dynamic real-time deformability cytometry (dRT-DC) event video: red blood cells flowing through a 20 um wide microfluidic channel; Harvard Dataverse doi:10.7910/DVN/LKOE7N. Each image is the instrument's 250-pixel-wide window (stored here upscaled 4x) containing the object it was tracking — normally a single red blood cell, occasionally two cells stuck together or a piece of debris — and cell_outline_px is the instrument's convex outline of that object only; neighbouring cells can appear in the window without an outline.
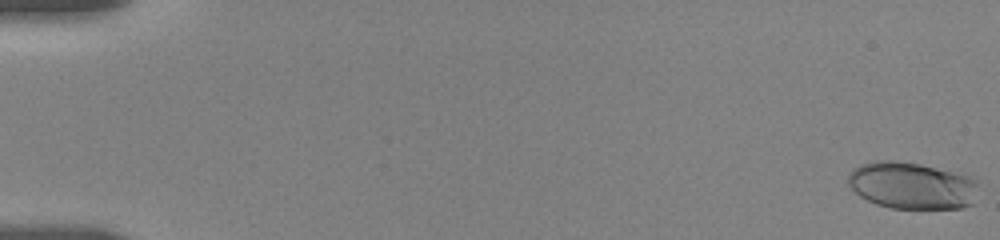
{"species": "human", "species_latin": "Homo sapiens", "temperature_condition": "room temperature", "stored_images_in_passage": 46, "camera_frame_rate_fps": 3000, "um_per_image_px": 0.085, "donor": {"sex": "female"}, "frame": {"image": 1, "passage_image": 1, "time_ms": 0.0, "image_size_px": [1000, 240], "cell_outline_px": [[976, 204], [964, 208], [892, 208], [876, 204], [860, 196], [848, 184], [848, 172], [852, 168], [860, 164], [876, 160], [892, 160], [920, 164], [976, 176]], "centroid_in_image_um": [77.55, 15.76], "position_along_channel_um": 7.5, "area_um2": 36.18}}
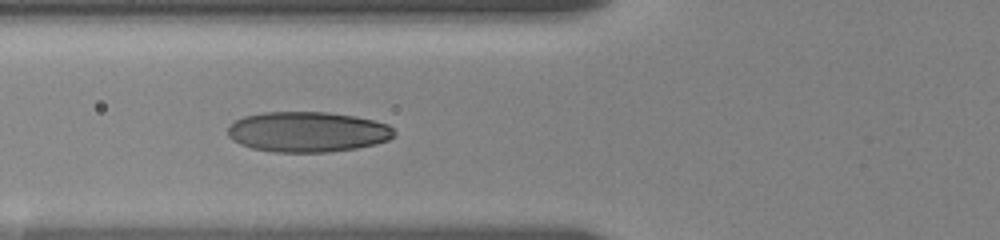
{"frame": {"image": 2, "passage_image": 35, "time_ms": 7.333, "image_size_px": [1000, 240], "cell_outline_px": [[396, 132], [388, 140], [376, 144], [356, 148], [328, 152], [272, 152], [252, 148], [240, 144], [232, 140], [228, 136], [228, 128], [236, 120], [244, 116], [264, 112], [328, 112], [356, 116], [388, 124]], "centroid_in_image_um": [26.14, 11.21], "position_along_channel_um": 99.7, "area_um2": 39.19}}
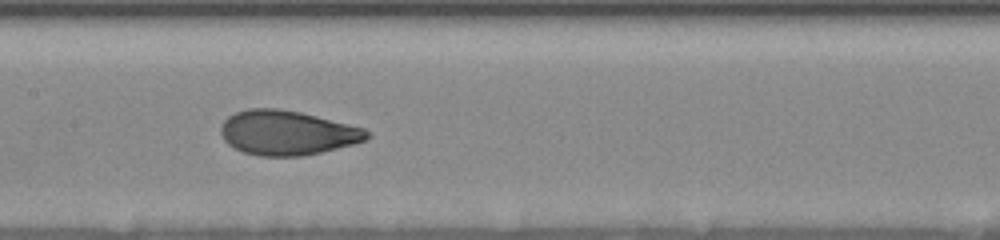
{"frame": {"image": 3, "passage_image": 45, "time_ms": 9.667, "image_size_px": [1000, 240], "cell_outline_px": [[372, 136], [364, 140], [352, 144], [320, 152], [300, 156], [260, 156], [244, 152], [228, 144], [224, 140], [220, 132], [220, 128], [224, 120], [228, 116], [236, 112], [248, 108], [276, 108], [300, 112], [364, 128]], "centroid_in_image_um": [24.38, 11.28], "position_along_channel_um": 183.0, "area_um2": 37.63}}